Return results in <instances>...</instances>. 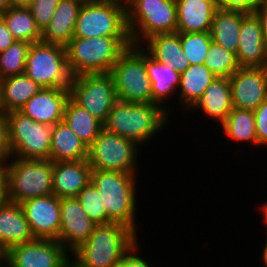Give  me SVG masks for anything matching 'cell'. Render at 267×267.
<instances>
[{"instance_id":"obj_1","label":"cell","mask_w":267,"mask_h":267,"mask_svg":"<svg viewBox=\"0 0 267 267\" xmlns=\"http://www.w3.org/2000/svg\"><path fill=\"white\" fill-rule=\"evenodd\" d=\"M138 236L119 222L96 224L87 241L70 254L71 264L74 267H115L139 241Z\"/></svg>"},{"instance_id":"obj_2","label":"cell","mask_w":267,"mask_h":267,"mask_svg":"<svg viewBox=\"0 0 267 267\" xmlns=\"http://www.w3.org/2000/svg\"><path fill=\"white\" fill-rule=\"evenodd\" d=\"M170 117L156 103H128L118 100L103 123V129L131 139L142 147L163 132V128H167Z\"/></svg>"},{"instance_id":"obj_3","label":"cell","mask_w":267,"mask_h":267,"mask_svg":"<svg viewBox=\"0 0 267 267\" xmlns=\"http://www.w3.org/2000/svg\"><path fill=\"white\" fill-rule=\"evenodd\" d=\"M138 174L123 173L120 171L91 170L90 182L99 191L103 207L107 211V223H122L136 233L137 205L139 189Z\"/></svg>"},{"instance_id":"obj_4","label":"cell","mask_w":267,"mask_h":267,"mask_svg":"<svg viewBox=\"0 0 267 267\" xmlns=\"http://www.w3.org/2000/svg\"><path fill=\"white\" fill-rule=\"evenodd\" d=\"M131 45L130 37L72 38L66 46L70 74L74 77L110 73L120 55Z\"/></svg>"},{"instance_id":"obj_5","label":"cell","mask_w":267,"mask_h":267,"mask_svg":"<svg viewBox=\"0 0 267 267\" xmlns=\"http://www.w3.org/2000/svg\"><path fill=\"white\" fill-rule=\"evenodd\" d=\"M8 201L21 204L53 194V162L50 159L11 157L5 164Z\"/></svg>"},{"instance_id":"obj_6","label":"cell","mask_w":267,"mask_h":267,"mask_svg":"<svg viewBox=\"0 0 267 267\" xmlns=\"http://www.w3.org/2000/svg\"><path fill=\"white\" fill-rule=\"evenodd\" d=\"M126 14L132 45L140 46L156 34L174 33L177 29L175 0H129Z\"/></svg>"},{"instance_id":"obj_7","label":"cell","mask_w":267,"mask_h":267,"mask_svg":"<svg viewBox=\"0 0 267 267\" xmlns=\"http://www.w3.org/2000/svg\"><path fill=\"white\" fill-rule=\"evenodd\" d=\"M130 37L127 28L126 5L105 0H85L73 33V38Z\"/></svg>"},{"instance_id":"obj_8","label":"cell","mask_w":267,"mask_h":267,"mask_svg":"<svg viewBox=\"0 0 267 267\" xmlns=\"http://www.w3.org/2000/svg\"><path fill=\"white\" fill-rule=\"evenodd\" d=\"M117 99L128 103H152V87L145 68V51L136 45L128 47L113 65Z\"/></svg>"},{"instance_id":"obj_9","label":"cell","mask_w":267,"mask_h":267,"mask_svg":"<svg viewBox=\"0 0 267 267\" xmlns=\"http://www.w3.org/2000/svg\"><path fill=\"white\" fill-rule=\"evenodd\" d=\"M140 147L131 139L102 129L88 147L87 161L92 170L138 174Z\"/></svg>"},{"instance_id":"obj_10","label":"cell","mask_w":267,"mask_h":267,"mask_svg":"<svg viewBox=\"0 0 267 267\" xmlns=\"http://www.w3.org/2000/svg\"><path fill=\"white\" fill-rule=\"evenodd\" d=\"M24 73L42 88L69 89L72 76L67 65L66 47L32 43Z\"/></svg>"},{"instance_id":"obj_11","label":"cell","mask_w":267,"mask_h":267,"mask_svg":"<svg viewBox=\"0 0 267 267\" xmlns=\"http://www.w3.org/2000/svg\"><path fill=\"white\" fill-rule=\"evenodd\" d=\"M11 156L22 159H49L52 125L38 123L20 111L7 113Z\"/></svg>"},{"instance_id":"obj_12","label":"cell","mask_w":267,"mask_h":267,"mask_svg":"<svg viewBox=\"0 0 267 267\" xmlns=\"http://www.w3.org/2000/svg\"><path fill=\"white\" fill-rule=\"evenodd\" d=\"M69 97L102 123L118 101L110 73L81 74L72 77Z\"/></svg>"},{"instance_id":"obj_13","label":"cell","mask_w":267,"mask_h":267,"mask_svg":"<svg viewBox=\"0 0 267 267\" xmlns=\"http://www.w3.org/2000/svg\"><path fill=\"white\" fill-rule=\"evenodd\" d=\"M70 253L57 240L35 238L8 249V267H68Z\"/></svg>"},{"instance_id":"obj_14","label":"cell","mask_w":267,"mask_h":267,"mask_svg":"<svg viewBox=\"0 0 267 267\" xmlns=\"http://www.w3.org/2000/svg\"><path fill=\"white\" fill-rule=\"evenodd\" d=\"M229 81L233 108L254 111L267 100V68L239 67Z\"/></svg>"},{"instance_id":"obj_15","label":"cell","mask_w":267,"mask_h":267,"mask_svg":"<svg viewBox=\"0 0 267 267\" xmlns=\"http://www.w3.org/2000/svg\"><path fill=\"white\" fill-rule=\"evenodd\" d=\"M34 238L59 240L60 198L54 194L21 203Z\"/></svg>"},{"instance_id":"obj_16","label":"cell","mask_w":267,"mask_h":267,"mask_svg":"<svg viewBox=\"0 0 267 267\" xmlns=\"http://www.w3.org/2000/svg\"><path fill=\"white\" fill-rule=\"evenodd\" d=\"M60 218L58 241L71 254L87 241L96 223L84 212L76 197L60 198Z\"/></svg>"},{"instance_id":"obj_17","label":"cell","mask_w":267,"mask_h":267,"mask_svg":"<svg viewBox=\"0 0 267 267\" xmlns=\"http://www.w3.org/2000/svg\"><path fill=\"white\" fill-rule=\"evenodd\" d=\"M267 42L261 21L256 14L248 13L243 19L239 34L236 58L240 67H265Z\"/></svg>"},{"instance_id":"obj_18","label":"cell","mask_w":267,"mask_h":267,"mask_svg":"<svg viewBox=\"0 0 267 267\" xmlns=\"http://www.w3.org/2000/svg\"><path fill=\"white\" fill-rule=\"evenodd\" d=\"M69 89L42 88L19 110L32 120L54 126L63 120Z\"/></svg>"},{"instance_id":"obj_19","label":"cell","mask_w":267,"mask_h":267,"mask_svg":"<svg viewBox=\"0 0 267 267\" xmlns=\"http://www.w3.org/2000/svg\"><path fill=\"white\" fill-rule=\"evenodd\" d=\"M233 108L230 81L227 77H216L204 93L186 111L201 112L206 118L222 124ZM201 110V111H200ZM189 111V112H188Z\"/></svg>"},{"instance_id":"obj_20","label":"cell","mask_w":267,"mask_h":267,"mask_svg":"<svg viewBox=\"0 0 267 267\" xmlns=\"http://www.w3.org/2000/svg\"><path fill=\"white\" fill-rule=\"evenodd\" d=\"M91 170L87 159L53 162V194L58 198L76 197L90 182Z\"/></svg>"},{"instance_id":"obj_21","label":"cell","mask_w":267,"mask_h":267,"mask_svg":"<svg viewBox=\"0 0 267 267\" xmlns=\"http://www.w3.org/2000/svg\"><path fill=\"white\" fill-rule=\"evenodd\" d=\"M178 33L210 32L218 0H175Z\"/></svg>"},{"instance_id":"obj_22","label":"cell","mask_w":267,"mask_h":267,"mask_svg":"<svg viewBox=\"0 0 267 267\" xmlns=\"http://www.w3.org/2000/svg\"><path fill=\"white\" fill-rule=\"evenodd\" d=\"M145 68L151 81L152 103L161 106L172 117V112L176 110H174V107L169 106V101L167 100H169V98L172 100L174 95H176L175 93H178L181 73L175 71V69L170 68L166 64L154 60L146 52Z\"/></svg>"},{"instance_id":"obj_23","label":"cell","mask_w":267,"mask_h":267,"mask_svg":"<svg viewBox=\"0 0 267 267\" xmlns=\"http://www.w3.org/2000/svg\"><path fill=\"white\" fill-rule=\"evenodd\" d=\"M85 0H60L48 26L41 33V41L66 47L73 38L75 24Z\"/></svg>"},{"instance_id":"obj_24","label":"cell","mask_w":267,"mask_h":267,"mask_svg":"<svg viewBox=\"0 0 267 267\" xmlns=\"http://www.w3.org/2000/svg\"><path fill=\"white\" fill-rule=\"evenodd\" d=\"M140 47L154 60L182 73L189 66L180 42V33L156 34L145 40Z\"/></svg>"},{"instance_id":"obj_25","label":"cell","mask_w":267,"mask_h":267,"mask_svg":"<svg viewBox=\"0 0 267 267\" xmlns=\"http://www.w3.org/2000/svg\"><path fill=\"white\" fill-rule=\"evenodd\" d=\"M21 204L7 201L0 206V243L7 249L34 240Z\"/></svg>"},{"instance_id":"obj_26","label":"cell","mask_w":267,"mask_h":267,"mask_svg":"<svg viewBox=\"0 0 267 267\" xmlns=\"http://www.w3.org/2000/svg\"><path fill=\"white\" fill-rule=\"evenodd\" d=\"M88 147L71 130L65 121L53 126L49 159L52 162L87 159Z\"/></svg>"},{"instance_id":"obj_27","label":"cell","mask_w":267,"mask_h":267,"mask_svg":"<svg viewBox=\"0 0 267 267\" xmlns=\"http://www.w3.org/2000/svg\"><path fill=\"white\" fill-rule=\"evenodd\" d=\"M217 76L213 74L204 64L190 65L181 73L180 87L178 94L174 97L179 104V110L184 113L195 103L204 93L205 89Z\"/></svg>"},{"instance_id":"obj_28","label":"cell","mask_w":267,"mask_h":267,"mask_svg":"<svg viewBox=\"0 0 267 267\" xmlns=\"http://www.w3.org/2000/svg\"><path fill=\"white\" fill-rule=\"evenodd\" d=\"M247 14L243 11L219 7L211 24L210 35L212 41L236 54L242 19Z\"/></svg>"},{"instance_id":"obj_29","label":"cell","mask_w":267,"mask_h":267,"mask_svg":"<svg viewBox=\"0 0 267 267\" xmlns=\"http://www.w3.org/2000/svg\"><path fill=\"white\" fill-rule=\"evenodd\" d=\"M42 89L25 73L0 80V106L6 112L19 111Z\"/></svg>"},{"instance_id":"obj_30","label":"cell","mask_w":267,"mask_h":267,"mask_svg":"<svg viewBox=\"0 0 267 267\" xmlns=\"http://www.w3.org/2000/svg\"><path fill=\"white\" fill-rule=\"evenodd\" d=\"M63 121L89 147L103 129V123L94 118L86 109L77 105L70 97L65 107Z\"/></svg>"},{"instance_id":"obj_31","label":"cell","mask_w":267,"mask_h":267,"mask_svg":"<svg viewBox=\"0 0 267 267\" xmlns=\"http://www.w3.org/2000/svg\"><path fill=\"white\" fill-rule=\"evenodd\" d=\"M229 140L258 146L255 128V116L251 110L232 108L226 120L219 126Z\"/></svg>"},{"instance_id":"obj_32","label":"cell","mask_w":267,"mask_h":267,"mask_svg":"<svg viewBox=\"0 0 267 267\" xmlns=\"http://www.w3.org/2000/svg\"><path fill=\"white\" fill-rule=\"evenodd\" d=\"M0 18L6 24L13 37L18 41L37 43L41 41V31L29 8L9 7Z\"/></svg>"},{"instance_id":"obj_33","label":"cell","mask_w":267,"mask_h":267,"mask_svg":"<svg viewBox=\"0 0 267 267\" xmlns=\"http://www.w3.org/2000/svg\"><path fill=\"white\" fill-rule=\"evenodd\" d=\"M30 46L27 41L16 40L0 52V80L24 73Z\"/></svg>"},{"instance_id":"obj_34","label":"cell","mask_w":267,"mask_h":267,"mask_svg":"<svg viewBox=\"0 0 267 267\" xmlns=\"http://www.w3.org/2000/svg\"><path fill=\"white\" fill-rule=\"evenodd\" d=\"M204 65L217 77L229 78L240 66L236 54L212 41Z\"/></svg>"},{"instance_id":"obj_35","label":"cell","mask_w":267,"mask_h":267,"mask_svg":"<svg viewBox=\"0 0 267 267\" xmlns=\"http://www.w3.org/2000/svg\"><path fill=\"white\" fill-rule=\"evenodd\" d=\"M180 42L190 65L204 64L212 43L210 32L180 33Z\"/></svg>"},{"instance_id":"obj_36","label":"cell","mask_w":267,"mask_h":267,"mask_svg":"<svg viewBox=\"0 0 267 267\" xmlns=\"http://www.w3.org/2000/svg\"><path fill=\"white\" fill-rule=\"evenodd\" d=\"M84 212L96 224L107 223L106 207H103L102 197L94 185L89 182L76 196Z\"/></svg>"},{"instance_id":"obj_37","label":"cell","mask_w":267,"mask_h":267,"mask_svg":"<svg viewBox=\"0 0 267 267\" xmlns=\"http://www.w3.org/2000/svg\"><path fill=\"white\" fill-rule=\"evenodd\" d=\"M60 0H33L28 7L35 18L37 28L41 31L48 26Z\"/></svg>"},{"instance_id":"obj_38","label":"cell","mask_w":267,"mask_h":267,"mask_svg":"<svg viewBox=\"0 0 267 267\" xmlns=\"http://www.w3.org/2000/svg\"><path fill=\"white\" fill-rule=\"evenodd\" d=\"M258 148L267 147V100L263 101L254 111Z\"/></svg>"},{"instance_id":"obj_39","label":"cell","mask_w":267,"mask_h":267,"mask_svg":"<svg viewBox=\"0 0 267 267\" xmlns=\"http://www.w3.org/2000/svg\"><path fill=\"white\" fill-rule=\"evenodd\" d=\"M11 149L8 141L7 113L0 109V164H5L11 158Z\"/></svg>"},{"instance_id":"obj_40","label":"cell","mask_w":267,"mask_h":267,"mask_svg":"<svg viewBox=\"0 0 267 267\" xmlns=\"http://www.w3.org/2000/svg\"><path fill=\"white\" fill-rule=\"evenodd\" d=\"M140 245V241H137L136 244L126 253L124 259L115 267H153L149 260L142 257L139 253L141 251Z\"/></svg>"},{"instance_id":"obj_41","label":"cell","mask_w":267,"mask_h":267,"mask_svg":"<svg viewBox=\"0 0 267 267\" xmlns=\"http://www.w3.org/2000/svg\"><path fill=\"white\" fill-rule=\"evenodd\" d=\"M219 7L253 13L265 0H218Z\"/></svg>"},{"instance_id":"obj_42","label":"cell","mask_w":267,"mask_h":267,"mask_svg":"<svg viewBox=\"0 0 267 267\" xmlns=\"http://www.w3.org/2000/svg\"><path fill=\"white\" fill-rule=\"evenodd\" d=\"M16 39L6 27L4 21L0 18V52L11 46Z\"/></svg>"},{"instance_id":"obj_43","label":"cell","mask_w":267,"mask_h":267,"mask_svg":"<svg viewBox=\"0 0 267 267\" xmlns=\"http://www.w3.org/2000/svg\"><path fill=\"white\" fill-rule=\"evenodd\" d=\"M254 13L261 21L263 34L265 41L267 42V0L260 4L259 7L254 11Z\"/></svg>"},{"instance_id":"obj_44","label":"cell","mask_w":267,"mask_h":267,"mask_svg":"<svg viewBox=\"0 0 267 267\" xmlns=\"http://www.w3.org/2000/svg\"><path fill=\"white\" fill-rule=\"evenodd\" d=\"M8 201L4 164H0V206Z\"/></svg>"},{"instance_id":"obj_45","label":"cell","mask_w":267,"mask_h":267,"mask_svg":"<svg viewBox=\"0 0 267 267\" xmlns=\"http://www.w3.org/2000/svg\"><path fill=\"white\" fill-rule=\"evenodd\" d=\"M33 0H9L10 7H25L28 8Z\"/></svg>"},{"instance_id":"obj_46","label":"cell","mask_w":267,"mask_h":267,"mask_svg":"<svg viewBox=\"0 0 267 267\" xmlns=\"http://www.w3.org/2000/svg\"><path fill=\"white\" fill-rule=\"evenodd\" d=\"M8 249L0 243V267L7 266Z\"/></svg>"},{"instance_id":"obj_47","label":"cell","mask_w":267,"mask_h":267,"mask_svg":"<svg viewBox=\"0 0 267 267\" xmlns=\"http://www.w3.org/2000/svg\"><path fill=\"white\" fill-rule=\"evenodd\" d=\"M265 230H267V227ZM265 233L267 235L266 231H265ZM264 241H265V243H264V247H263L262 252H261V258H260L261 262L260 263H263L264 264L263 266L267 267V239H265Z\"/></svg>"},{"instance_id":"obj_48","label":"cell","mask_w":267,"mask_h":267,"mask_svg":"<svg viewBox=\"0 0 267 267\" xmlns=\"http://www.w3.org/2000/svg\"><path fill=\"white\" fill-rule=\"evenodd\" d=\"M267 201V200H266ZM263 202L260 204V213L262 214L263 217H261L263 219V224L265 225V227H267V202Z\"/></svg>"},{"instance_id":"obj_49","label":"cell","mask_w":267,"mask_h":267,"mask_svg":"<svg viewBox=\"0 0 267 267\" xmlns=\"http://www.w3.org/2000/svg\"><path fill=\"white\" fill-rule=\"evenodd\" d=\"M9 7V0H0V14L4 13Z\"/></svg>"},{"instance_id":"obj_50","label":"cell","mask_w":267,"mask_h":267,"mask_svg":"<svg viewBox=\"0 0 267 267\" xmlns=\"http://www.w3.org/2000/svg\"><path fill=\"white\" fill-rule=\"evenodd\" d=\"M105 1H115V2L122 3L124 5H127V3L129 2V0H105Z\"/></svg>"},{"instance_id":"obj_51","label":"cell","mask_w":267,"mask_h":267,"mask_svg":"<svg viewBox=\"0 0 267 267\" xmlns=\"http://www.w3.org/2000/svg\"><path fill=\"white\" fill-rule=\"evenodd\" d=\"M265 68H267V57H266V62H265Z\"/></svg>"}]
</instances>
